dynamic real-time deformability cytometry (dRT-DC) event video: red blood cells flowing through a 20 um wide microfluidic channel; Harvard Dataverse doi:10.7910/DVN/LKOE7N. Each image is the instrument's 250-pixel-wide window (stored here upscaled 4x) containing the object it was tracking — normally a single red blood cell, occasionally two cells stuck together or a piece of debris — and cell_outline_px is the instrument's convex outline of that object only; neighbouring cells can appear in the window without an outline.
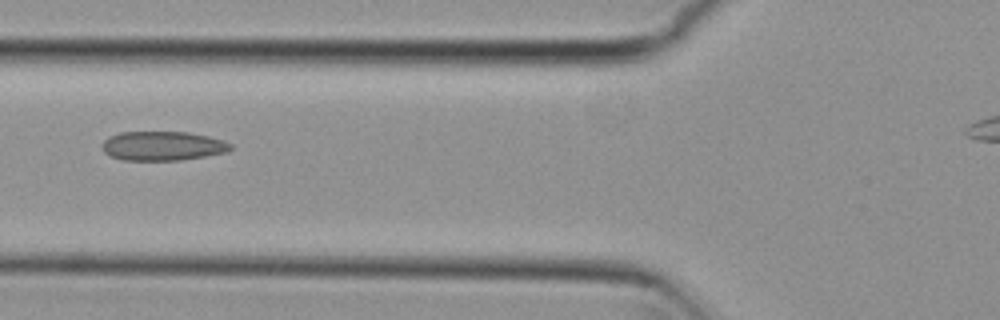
{"species": "common noctule bat (a hibernating species)", "species_latin": "Nyctalus noctula", "temperature_condition": "cold", "stored_images_in_passage": 8, "camera_frame_rate_fps": 3000, "um_per_image_px": 0.085, "animal": {"sex": "female", "body_mass_g": 29.2, "forearm_length_mm": 56.3}, "frame": {"image": 1, "passage_image": 5, "time_ms": 1.333, "image_size_px": [1000, 320], "cell_outline_px": [[232, 148], [224, 152], [204, 156], [180, 160], [124, 160], [112, 156], [104, 152], [100, 148], [100, 144], [108, 136], [120, 132], [188, 132], [208, 136], [224, 140], [232, 144]], "centroid_in_image_um": [13.78, 12.39], "position_along_channel_um": 112.0, "area_um2": 21.91}}
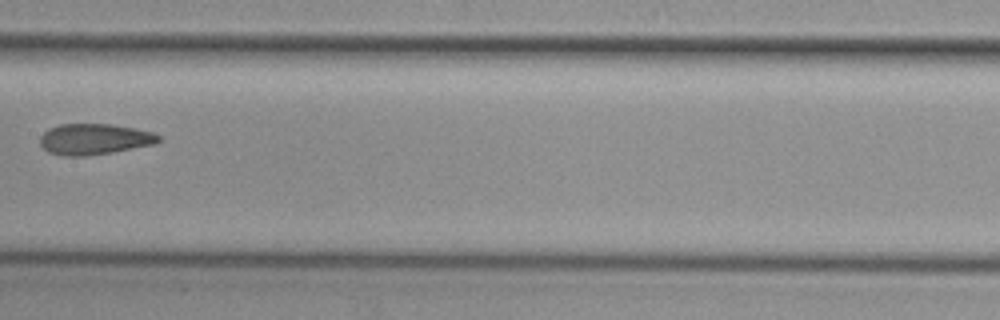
{"frame": {"image": 2, "passage_image": 7, "time_ms": 2.0, "image_size_px": [1000, 320], "cell_outline_px": [[160, 140], [152, 144], [112, 152], [84, 156], [60, 156], [48, 152], [40, 144], [40, 136], [48, 128], [60, 124], [108, 124], [132, 128], [152, 132], [160, 136]], "centroid_in_image_um": [7.95, 11.83], "position_along_channel_um": 199.5, "area_um2": 21.15}}
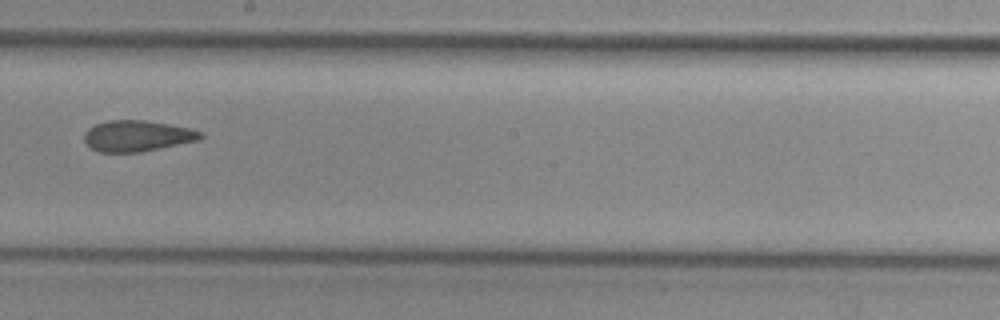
{"frame": {"image": 3, "passage_image": 8, "time_ms": 2.333, "image_size_px": [1000, 320], "cell_outline_px": [[204, 136], [200, 140], [140, 152], [96, 152], [84, 140], [84, 132], [88, 128], [96, 124], [108, 120], [144, 120], [168, 124], [188, 128], [204, 132]], "centroid_in_image_um": [11.67, 11.55], "position_along_channel_um": 236.5, "area_um2": 21.04}}